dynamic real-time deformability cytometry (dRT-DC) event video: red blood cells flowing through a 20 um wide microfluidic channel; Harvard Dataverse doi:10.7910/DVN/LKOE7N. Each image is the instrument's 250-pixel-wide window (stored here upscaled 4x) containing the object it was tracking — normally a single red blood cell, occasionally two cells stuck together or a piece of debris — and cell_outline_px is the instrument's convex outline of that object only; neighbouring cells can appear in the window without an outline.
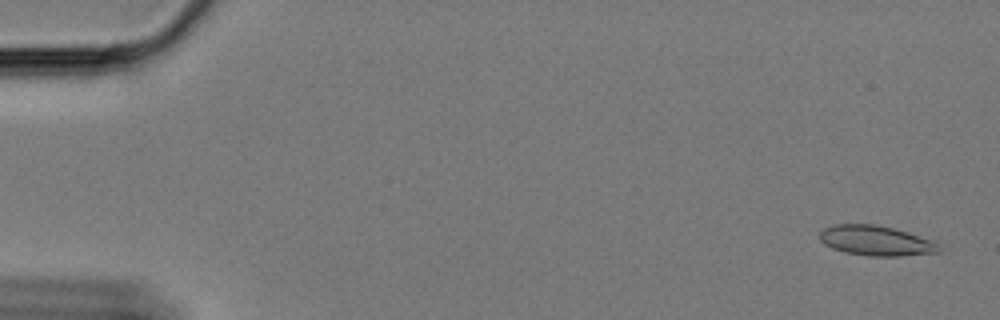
{"species": "Egyptian fruit bat (a non-hibernating species)", "species_latin": "Rousettus aegyptiacus", "temperature_condition": "cold", "stored_images_in_passage": 62, "camera_frame_rate_fps": 3000, "um_per_image_px": 0.085, "animal": {"sex": "female"}, "frame": {"image": 1, "passage_image": 3, "time_ms": 0.667, "image_size_px": [1000, 320], "cell_outline_px": [[940, 252], [900, 256], [868, 256], [844, 252], [832, 248], [824, 244], [820, 240], [820, 232], [824, 228], [832, 224], [872, 224], [892, 228], [908, 232], [932, 240], [936, 244]], "centroid_in_image_um": [74.41, 20.46], "position_along_channel_um": 10.6, "area_um2": 20.75}}
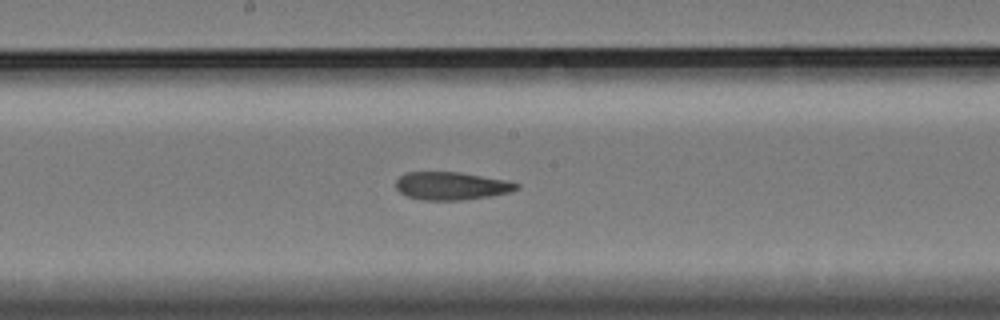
{"frame": {"image": 2, "passage_image": 33, "time_ms": 10.667, "image_size_px": [1000, 320], "cell_outline_px": [[520, 188], [512, 192], [464, 200], [424, 200], [408, 196], [400, 192], [396, 188], [396, 180], [404, 172], [460, 172], [504, 180], [520, 184]], "centroid_in_image_um": [38.37, 15.8], "position_along_channel_um": 209.8, "area_um2": 19.59}}
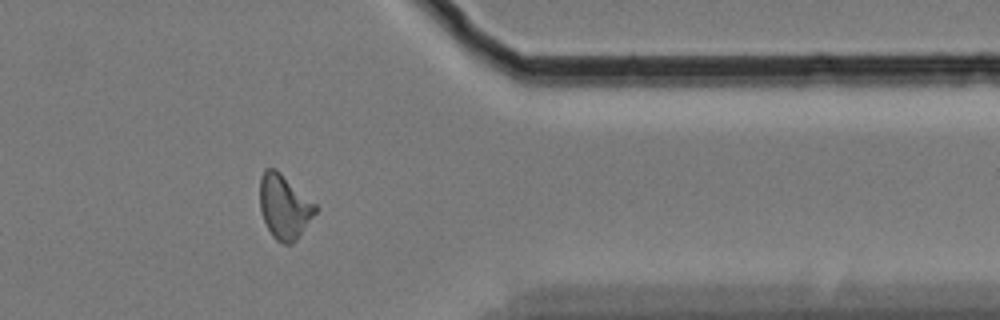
{"frame": {"image": 3, "passage_image": 50, "time_ms": 16.333, "image_size_px": [1000, 320], "cell_outline_px": [[320, 208], [296, 240], [292, 244], [284, 244], [276, 240], [272, 236], [264, 220], [260, 208], [260, 176], [264, 168], [276, 168], [316, 204]], "centroid_in_image_um": [24.17, 17.56], "position_along_channel_um": 387.2, "area_um2": 20.92}, "authors_computed_cell_mechanics": {"area_um2": 20.1433, "velocity_mm_per_s": 3.3416, "shape_relaxation_time_tau1_ms": null, "shape_relaxation_time_tau2_ms": 6.5114, "deformation_change_tau1": null, "deformation_change_tau2": 0.1541}}